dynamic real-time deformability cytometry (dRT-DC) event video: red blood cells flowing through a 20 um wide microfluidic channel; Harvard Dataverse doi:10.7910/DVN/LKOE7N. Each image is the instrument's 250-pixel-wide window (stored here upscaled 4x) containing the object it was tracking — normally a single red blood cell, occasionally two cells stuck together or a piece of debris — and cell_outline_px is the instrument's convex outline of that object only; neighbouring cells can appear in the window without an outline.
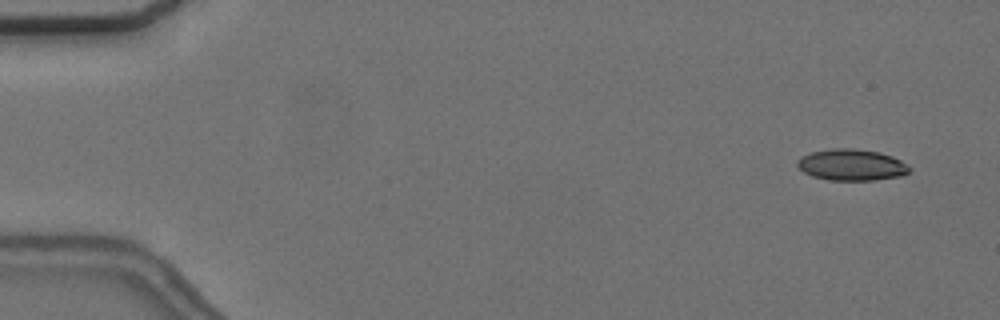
{"species": "common noctule bat (a hibernating species)", "species_latin": "Nyctalus noctula", "temperature_condition": "cold", "stored_images_in_passage": 4, "camera_frame_rate_fps": 3000, "um_per_image_px": 0.085, "animal": {"sex": "female", "body_mass_g": 24.6, "forearm_length_mm": 56.2}, "frame": {"image": 1, "passage_image": 1, "time_ms": 0.0, "image_size_px": [1000, 320], "cell_outline_px": [[912, 168], [904, 176], [876, 180], [828, 180], [812, 176], [804, 172], [796, 164], [796, 160], [800, 156], [812, 152], [832, 148], [856, 148], [880, 152], [892, 156], [908, 164]], "centroid_in_image_um": [72.41, 14.01], "position_along_channel_um": 12.6, "area_um2": 20.81}}